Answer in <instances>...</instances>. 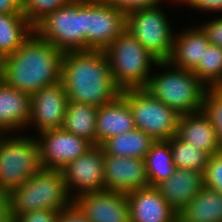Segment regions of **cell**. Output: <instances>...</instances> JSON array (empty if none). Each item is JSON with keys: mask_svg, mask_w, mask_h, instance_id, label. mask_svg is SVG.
<instances>
[{"mask_svg": "<svg viewBox=\"0 0 222 222\" xmlns=\"http://www.w3.org/2000/svg\"><path fill=\"white\" fill-rule=\"evenodd\" d=\"M63 55L33 32L15 52L0 61V79L31 97L61 80Z\"/></svg>", "mask_w": 222, "mask_h": 222, "instance_id": "6da1fadb", "label": "cell"}, {"mask_svg": "<svg viewBox=\"0 0 222 222\" xmlns=\"http://www.w3.org/2000/svg\"><path fill=\"white\" fill-rule=\"evenodd\" d=\"M61 81L68 101L94 107H101L121 94L104 50L64 52Z\"/></svg>", "mask_w": 222, "mask_h": 222, "instance_id": "7a4b0ae2", "label": "cell"}, {"mask_svg": "<svg viewBox=\"0 0 222 222\" xmlns=\"http://www.w3.org/2000/svg\"><path fill=\"white\" fill-rule=\"evenodd\" d=\"M153 65H159L161 68L169 66L168 69L172 70L150 75L144 87L146 91L179 115L203 111L208 87L192 71L179 67H175V70L168 61H157Z\"/></svg>", "mask_w": 222, "mask_h": 222, "instance_id": "3957f363", "label": "cell"}, {"mask_svg": "<svg viewBox=\"0 0 222 222\" xmlns=\"http://www.w3.org/2000/svg\"><path fill=\"white\" fill-rule=\"evenodd\" d=\"M12 218L41 210L61 211L73 200L65 186L61 170L42 168L8 194Z\"/></svg>", "mask_w": 222, "mask_h": 222, "instance_id": "277c9868", "label": "cell"}, {"mask_svg": "<svg viewBox=\"0 0 222 222\" xmlns=\"http://www.w3.org/2000/svg\"><path fill=\"white\" fill-rule=\"evenodd\" d=\"M115 84L121 89L144 88L150 67L158 60L124 30L105 50Z\"/></svg>", "mask_w": 222, "mask_h": 222, "instance_id": "5b68a950", "label": "cell"}, {"mask_svg": "<svg viewBox=\"0 0 222 222\" xmlns=\"http://www.w3.org/2000/svg\"><path fill=\"white\" fill-rule=\"evenodd\" d=\"M33 28L38 37L62 52L85 51V0H71Z\"/></svg>", "mask_w": 222, "mask_h": 222, "instance_id": "8992f818", "label": "cell"}, {"mask_svg": "<svg viewBox=\"0 0 222 222\" xmlns=\"http://www.w3.org/2000/svg\"><path fill=\"white\" fill-rule=\"evenodd\" d=\"M11 137L0 136V191L5 194L43 168L36 139Z\"/></svg>", "mask_w": 222, "mask_h": 222, "instance_id": "52a82bcc", "label": "cell"}, {"mask_svg": "<svg viewBox=\"0 0 222 222\" xmlns=\"http://www.w3.org/2000/svg\"><path fill=\"white\" fill-rule=\"evenodd\" d=\"M121 95L131 110L135 128L155 141L168 140L177 134L180 115L144 88L121 90Z\"/></svg>", "mask_w": 222, "mask_h": 222, "instance_id": "ba28073f", "label": "cell"}, {"mask_svg": "<svg viewBox=\"0 0 222 222\" xmlns=\"http://www.w3.org/2000/svg\"><path fill=\"white\" fill-rule=\"evenodd\" d=\"M170 27L159 6L126 15V30L158 61H167L172 53L174 34Z\"/></svg>", "mask_w": 222, "mask_h": 222, "instance_id": "9c48e42d", "label": "cell"}, {"mask_svg": "<svg viewBox=\"0 0 222 222\" xmlns=\"http://www.w3.org/2000/svg\"><path fill=\"white\" fill-rule=\"evenodd\" d=\"M126 29V15L104 0H85V50H105Z\"/></svg>", "mask_w": 222, "mask_h": 222, "instance_id": "30bf717a", "label": "cell"}, {"mask_svg": "<svg viewBox=\"0 0 222 222\" xmlns=\"http://www.w3.org/2000/svg\"><path fill=\"white\" fill-rule=\"evenodd\" d=\"M40 161L43 168L62 170L73 160L84 155L93 144L62 128L40 133Z\"/></svg>", "mask_w": 222, "mask_h": 222, "instance_id": "8fae6325", "label": "cell"}, {"mask_svg": "<svg viewBox=\"0 0 222 222\" xmlns=\"http://www.w3.org/2000/svg\"><path fill=\"white\" fill-rule=\"evenodd\" d=\"M104 151L100 145H93L84 155L73 160L61 171L65 186L72 200L83 194L105 190L104 182ZM74 186V187H73ZM76 196L71 195L73 188Z\"/></svg>", "mask_w": 222, "mask_h": 222, "instance_id": "7c38bea8", "label": "cell"}, {"mask_svg": "<svg viewBox=\"0 0 222 222\" xmlns=\"http://www.w3.org/2000/svg\"><path fill=\"white\" fill-rule=\"evenodd\" d=\"M68 98L62 81L45 86L31 96L28 125L34 123L39 133L61 128Z\"/></svg>", "mask_w": 222, "mask_h": 222, "instance_id": "4fadbf2b", "label": "cell"}, {"mask_svg": "<svg viewBox=\"0 0 222 222\" xmlns=\"http://www.w3.org/2000/svg\"><path fill=\"white\" fill-rule=\"evenodd\" d=\"M73 202L90 222H130V207L125 193L96 191L76 197Z\"/></svg>", "mask_w": 222, "mask_h": 222, "instance_id": "5bb4252c", "label": "cell"}, {"mask_svg": "<svg viewBox=\"0 0 222 222\" xmlns=\"http://www.w3.org/2000/svg\"><path fill=\"white\" fill-rule=\"evenodd\" d=\"M105 190L129 193L149 186L145 159L104 154Z\"/></svg>", "mask_w": 222, "mask_h": 222, "instance_id": "9a60e30c", "label": "cell"}, {"mask_svg": "<svg viewBox=\"0 0 222 222\" xmlns=\"http://www.w3.org/2000/svg\"><path fill=\"white\" fill-rule=\"evenodd\" d=\"M130 222H173L178 215L154 186L126 194Z\"/></svg>", "mask_w": 222, "mask_h": 222, "instance_id": "2e32d148", "label": "cell"}, {"mask_svg": "<svg viewBox=\"0 0 222 222\" xmlns=\"http://www.w3.org/2000/svg\"><path fill=\"white\" fill-rule=\"evenodd\" d=\"M204 186V174L202 172L176 168L173 175L154 187L179 214Z\"/></svg>", "mask_w": 222, "mask_h": 222, "instance_id": "e0dca14e", "label": "cell"}, {"mask_svg": "<svg viewBox=\"0 0 222 222\" xmlns=\"http://www.w3.org/2000/svg\"><path fill=\"white\" fill-rule=\"evenodd\" d=\"M176 135L210 156L222 151L216 130L204 111L180 115Z\"/></svg>", "mask_w": 222, "mask_h": 222, "instance_id": "ac0fdd59", "label": "cell"}, {"mask_svg": "<svg viewBox=\"0 0 222 222\" xmlns=\"http://www.w3.org/2000/svg\"><path fill=\"white\" fill-rule=\"evenodd\" d=\"M134 129L135 123L131 110L121 94L115 100L98 107L96 145H101L111 137Z\"/></svg>", "mask_w": 222, "mask_h": 222, "instance_id": "d6986e66", "label": "cell"}, {"mask_svg": "<svg viewBox=\"0 0 222 222\" xmlns=\"http://www.w3.org/2000/svg\"><path fill=\"white\" fill-rule=\"evenodd\" d=\"M30 108L31 97L29 95L8 87L0 79V131L3 134L27 126Z\"/></svg>", "mask_w": 222, "mask_h": 222, "instance_id": "ffe728a7", "label": "cell"}, {"mask_svg": "<svg viewBox=\"0 0 222 222\" xmlns=\"http://www.w3.org/2000/svg\"><path fill=\"white\" fill-rule=\"evenodd\" d=\"M209 45L200 27L183 31L174 37L172 53L167 61L174 67L193 71L203 60L204 51Z\"/></svg>", "mask_w": 222, "mask_h": 222, "instance_id": "44dd1931", "label": "cell"}, {"mask_svg": "<svg viewBox=\"0 0 222 222\" xmlns=\"http://www.w3.org/2000/svg\"><path fill=\"white\" fill-rule=\"evenodd\" d=\"M154 142L155 140L151 136L135 128L109 138L100 146L107 155L145 159Z\"/></svg>", "mask_w": 222, "mask_h": 222, "instance_id": "7402d4cb", "label": "cell"}, {"mask_svg": "<svg viewBox=\"0 0 222 222\" xmlns=\"http://www.w3.org/2000/svg\"><path fill=\"white\" fill-rule=\"evenodd\" d=\"M178 215L187 222H222V194L204 186Z\"/></svg>", "mask_w": 222, "mask_h": 222, "instance_id": "603a6c76", "label": "cell"}, {"mask_svg": "<svg viewBox=\"0 0 222 222\" xmlns=\"http://www.w3.org/2000/svg\"><path fill=\"white\" fill-rule=\"evenodd\" d=\"M33 32L23 13H0V61L15 52Z\"/></svg>", "mask_w": 222, "mask_h": 222, "instance_id": "cb8c5ba5", "label": "cell"}, {"mask_svg": "<svg viewBox=\"0 0 222 222\" xmlns=\"http://www.w3.org/2000/svg\"><path fill=\"white\" fill-rule=\"evenodd\" d=\"M98 107L68 101L61 128L96 145V115Z\"/></svg>", "mask_w": 222, "mask_h": 222, "instance_id": "d4e9b609", "label": "cell"}, {"mask_svg": "<svg viewBox=\"0 0 222 222\" xmlns=\"http://www.w3.org/2000/svg\"><path fill=\"white\" fill-rule=\"evenodd\" d=\"M149 186H155L173 175L176 166L168 140L155 141L145 157Z\"/></svg>", "mask_w": 222, "mask_h": 222, "instance_id": "484cf974", "label": "cell"}, {"mask_svg": "<svg viewBox=\"0 0 222 222\" xmlns=\"http://www.w3.org/2000/svg\"><path fill=\"white\" fill-rule=\"evenodd\" d=\"M176 168L200 171L204 174L210 155L197 150L177 135L168 139Z\"/></svg>", "mask_w": 222, "mask_h": 222, "instance_id": "4316f807", "label": "cell"}, {"mask_svg": "<svg viewBox=\"0 0 222 222\" xmlns=\"http://www.w3.org/2000/svg\"><path fill=\"white\" fill-rule=\"evenodd\" d=\"M192 72L204 84L208 83L207 87H222V48L210 44L204 51L203 60Z\"/></svg>", "mask_w": 222, "mask_h": 222, "instance_id": "83f0119b", "label": "cell"}, {"mask_svg": "<svg viewBox=\"0 0 222 222\" xmlns=\"http://www.w3.org/2000/svg\"><path fill=\"white\" fill-rule=\"evenodd\" d=\"M71 0H24L22 13L34 27L42 18L67 5Z\"/></svg>", "mask_w": 222, "mask_h": 222, "instance_id": "f1b7e54d", "label": "cell"}, {"mask_svg": "<svg viewBox=\"0 0 222 222\" xmlns=\"http://www.w3.org/2000/svg\"><path fill=\"white\" fill-rule=\"evenodd\" d=\"M203 111L210 118L222 149V87H208L204 98Z\"/></svg>", "mask_w": 222, "mask_h": 222, "instance_id": "f546056e", "label": "cell"}, {"mask_svg": "<svg viewBox=\"0 0 222 222\" xmlns=\"http://www.w3.org/2000/svg\"><path fill=\"white\" fill-rule=\"evenodd\" d=\"M204 184L222 194V151L209 157L204 172Z\"/></svg>", "mask_w": 222, "mask_h": 222, "instance_id": "4dcf8cb0", "label": "cell"}, {"mask_svg": "<svg viewBox=\"0 0 222 222\" xmlns=\"http://www.w3.org/2000/svg\"><path fill=\"white\" fill-rule=\"evenodd\" d=\"M125 15L140 9L158 7L162 0H104Z\"/></svg>", "mask_w": 222, "mask_h": 222, "instance_id": "1f68e13d", "label": "cell"}, {"mask_svg": "<svg viewBox=\"0 0 222 222\" xmlns=\"http://www.w3.org/2000/svg\"><path fill=\"white\" fill-rule=\"evenodd\" d=\"M59 212L55 210H41L18 215L16 222H57Z\"/></svg>", "mask_w": 222, "mask_h": 222, "instance_id": "d6a6232c", "label": "cell"}, {"mask_svg": "<svg viewBox=\"0 0 222 222\" xmlns=\"http://www.w3.org/2000/svg\"><path fill=\"white\" fill-rule=\"evenodd\" d=\"M206 34L210 44L217 45L222 48V17L217 18L200 27Z\"/></svg>", "mask_w": 222, "mask_h": 222, "instance_id": "836d02e7", "label": "cell"}, {"mask_svg": "<svg viewBox=\"0 0 222 222\" xmlns=\"http://www.w3.org/2000/svg\"><path fill=\"white\" fill-rule=\"evenodd\" d=\"M57 222H90L80 208L72 202L68 207L59 211Z\"/></svg>", "mask_w": 222, "mask_h": 222, "instance_id": "e575fe53", "label": "cell"}, {"mask_svg": "<svg viewBox=\"0 0 222 222\" xmlns=\"http://www.w3.org/2000/svg\"><path fill=\"white\" fill-rule=\"evenodd\" d=\"M186 3L188 6L208 11H222V0H177Z\"/></svg>", "mask_w": 222, "mask_h": 222, "instance_id": "d590c367", "label": "cell"}, {"mask_svg": "<svg viewBox=\"0 0 222 222\" xmlns=\"http://www.w3.org/2000/svg\"><path fill=\"white\" fill-rule=\"evenodd\" d=\"M0 13L22 14V3L20 0H0Z\"/></svg>", "mask_w": 222, "mask_h": 222, "instance_id": "8d00e7d4", "label": "cell"}, {"mask_svg": "<svg viewBox=\"0 0 222 222\" xmlns=\"http://www.w3.org/2000/svg\"><path fill=\"white\" fill-rule=\"evenodd\" d=\"M12 219L8 195L0 194V222H9Z\"/></svg>", "mask_w": 222, "mask_h": 222, "instance_id": "74e56055", "label": "cell"}, {"mask_svg": "<svg viewBox=\"0 0 222 222\" xmlns=\"http://www.w3.org/2000/svg\"><path fill=\"white\" fill-rule=\"evenodd\" d=\"M173 222H187L186 220H184L181 216L177 215Z\"/></svg>", "mask_w": 222, "mask_h": 222, "instance_id": "f35d334b", "label": "cell"}, {"mask_svg": "<svg viewBox=\"0 0 222 222\" xmlns=\"http://www.w3.org/2000/svg\"><path fill=\"white\" fill-rule=\"evenodd\" d=\"M9 222H16V220L14 218H12Z\"/></svg>", "mask_w": 222, "mask_h": 222, "instance_id": "ab89813d", "label": "cell"}]
</instances>
